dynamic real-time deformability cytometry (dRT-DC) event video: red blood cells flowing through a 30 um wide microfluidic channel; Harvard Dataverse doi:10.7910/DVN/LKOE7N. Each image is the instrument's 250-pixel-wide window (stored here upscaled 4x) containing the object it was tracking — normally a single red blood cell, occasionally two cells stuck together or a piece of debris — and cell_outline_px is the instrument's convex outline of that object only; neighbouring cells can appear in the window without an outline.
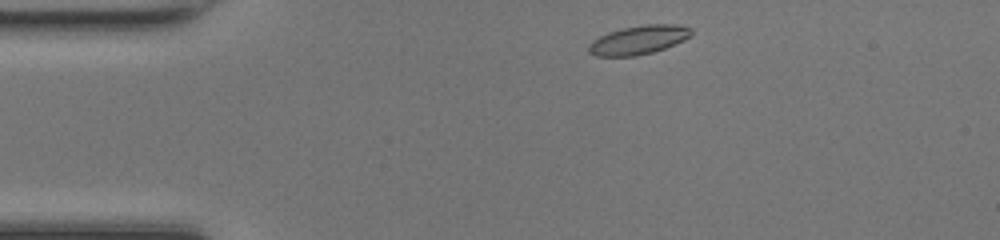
{"species": "common noctule bat (a hibernating species)", "species_latin": "Nyctalus noctula", "temperature_condition": "room temperature", "stored_images_in_passage": 41, "camera_frame_rate_fps": 3000, "um_per_image_px": 0.085, "animal": {"sex": "female", "body_mass_g": 17.0, "forearm_length_mm": 48.0}, "frame": {"image": 1, "passage_image": 2, "time_ms": 0.333, "image_size_px": [1000, 240], "cell_outline_px": [[692, 32], [684, 40], [664, 48], [652, 52], [636, 56], [596, 56], [588, 52], [588, 44], [592, 40], [608, 32], [624, 28], [644, 24], [676, 24], [692, 28]], "centroid_in_image_um": [54.25, 3.39], "position_along_channel_um": 30.7, "area_um2": 17.17}}
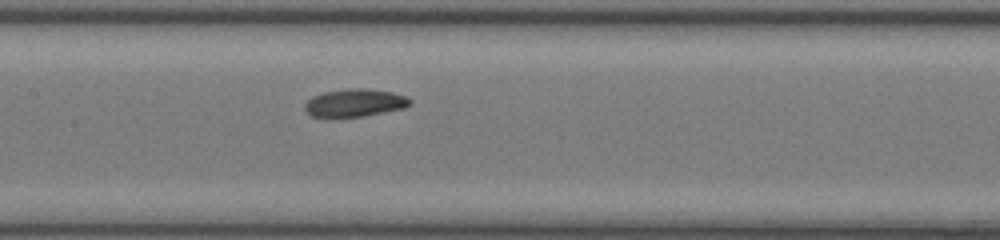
{"frame": {"image": 2, "passage_image": 16, "time_ms": 5.0, "image_size_px": [1000, 240], "cell_outline_px": [[412, 104], [404, 108], [364, 116], [328, 120], [312, 116], [304, 108], [304, 104], [312, 96], [324, 92], [348, 88], [368, 88], [392, 92], [408, 96], [412, 100]], "centroid_in_image_um": [30.14, 8.77], "position_along_channel_um": 177.3, "area_um2": 17.74}}
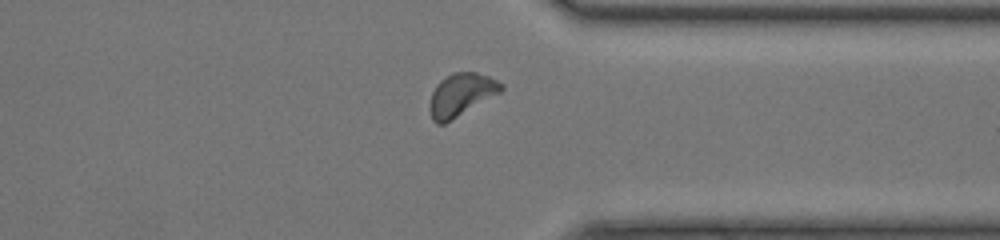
{"frame": {"image": 3, "passage_image": 30, "time_ms": 9.667, "image_size_px": [1000, 240], "cell_outline_px": [[504, 88], [500, 92], [444, 124], [436, 124], [432, 120], [428, 108], [428, 104], [432, 92], [436, 84], [440, 80], [452, 72], [476, 72], [488, 76], [504, 84]], "centroid_in_image_um": [39.15, 8.05], "position_along_channel_um": 372.3, "area_um2": 17.8}, "authors_computed_cell_mechanics": {"area_um2": 16.8776, "velocity_mm_per_s": 4.2561, "shape_relaxation_time_tau1_ms": 4.1694, "shape_relaxation_time_tau2_ms": null, "deformation_change_tau1": 0.1184, "deformation_change_tau2": null}}